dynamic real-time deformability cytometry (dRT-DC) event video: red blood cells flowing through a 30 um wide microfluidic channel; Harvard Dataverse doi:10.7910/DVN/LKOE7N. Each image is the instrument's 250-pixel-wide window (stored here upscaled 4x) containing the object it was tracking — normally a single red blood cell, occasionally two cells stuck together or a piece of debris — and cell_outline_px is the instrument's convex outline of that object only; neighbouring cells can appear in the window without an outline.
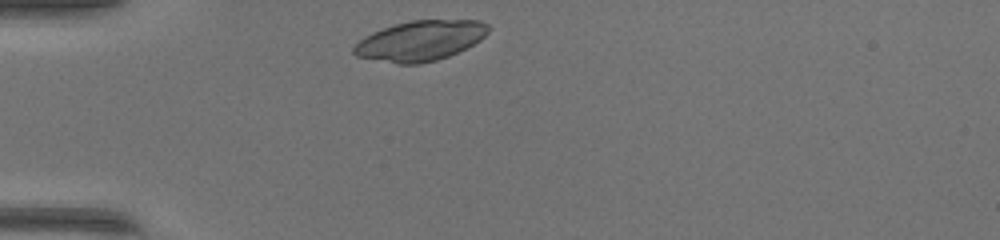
{"species": "common noctule bat (a hibernating species)", "species_latin": "Nyctalus noctula", "temperature_condition": "warm", "stored_images_in_passage": 28, "camera_frame_rate_fps": 3000, "um_per_image_px": 0.085, "animal": {"sex": "female", "body_mass_g": 17.0, "forearm_length_mm": 48.0}, "frame": {"image": 1, "passage_image": 1, "time_ms": 0.0, "image_size_px": [1000, 240], "cell_outline_px": [[488, 32], [480, 40], [448, 56], [436, 60], [420, 64], [396, 64], [356, 56], [352, 52], [352, 48], [364, 36], [372, 32], [396, 24], [412, 20], [480, 20], [488, 24]], "centroid_in_image_um": [35.69, 3.46], "position_along_channel_um": 49.3, "area_um2": 31.27}}
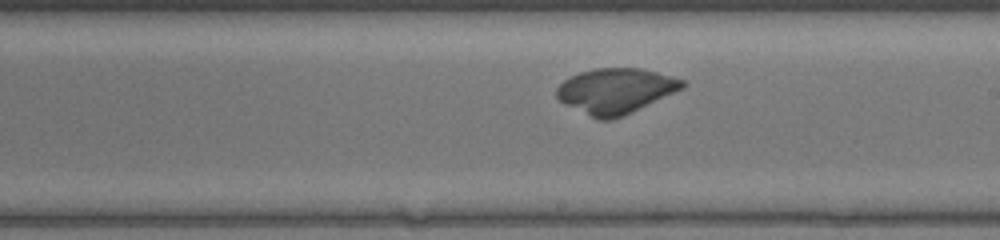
{"frame": {"image": 2, "passage_image": 16, "time_ms": 5.0, "image_size_px": [1000, 240], "cell_outline_px": [[688, 84], [684, 88], [624, 116], [612, 120], [596, 120], [564, 104], [556, 96], [556, 88], [564, 80], [580, 72], [592, 68], [640, 68], [672, 76], [684, 80]], "centroid_in_image_um": [52.33, 7.74], "position_along_channel_um": 236.7, "area_um2": 33.41}}
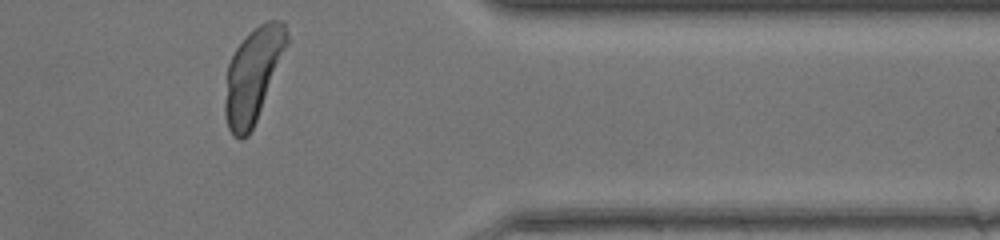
{"frame": {"image": 3, "passage_image": 28, "time_ms": 9.0, "image_size_px": [1000, 240], "cell_outline_px": [[288, 44], [256, 120], [248, 136], [240, 140], [232, 136], [228, 128], [224, 112], [224, 100], [228, 64], [236, 48], [260, 24], [268, 20], [284, 20], [288, 36]], "centroid_in_image_um": [21.49, 6.4], "position_along_channel_um": 389.9, "area_um2": 33.35}}